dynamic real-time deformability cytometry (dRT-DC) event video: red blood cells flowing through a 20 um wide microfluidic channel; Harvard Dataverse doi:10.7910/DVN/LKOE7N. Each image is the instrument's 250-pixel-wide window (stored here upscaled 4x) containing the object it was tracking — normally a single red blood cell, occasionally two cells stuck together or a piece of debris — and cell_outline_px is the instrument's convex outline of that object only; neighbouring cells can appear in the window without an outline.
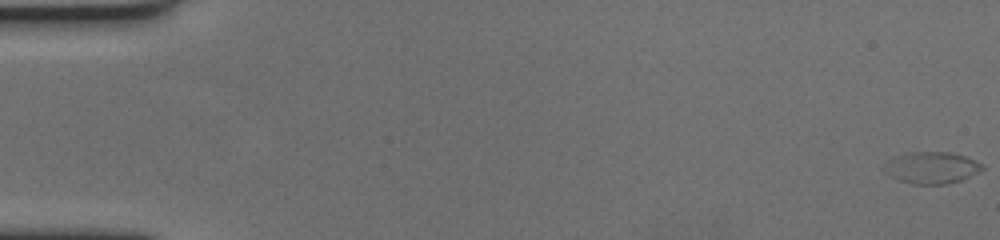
{"species": "human", "species_latin": "Homo sapiens", "temperature_condition": "cold", "stored_images_in_passage": 62, "camera_frame_rate_fps": 3000, "um_per_image_px": 0.085, "donor": {"sex": "female"}, "frame": {"image": 1, "passage_image": 1, "time_ms": 0.0, "image_size_px": [1000, 240], "cell_outline_px": [[984, 168], [980, 172], [960, 180], [948, 184], [912, 184], [888, 176], [888, 160], [892, 156], [904, 152], [948, 152], [964, 156], [976, 160]], "centroid_in_image_um": [79.21, 14.25], "position_along_channel_um": 5.8, "area_um2": 17.98}}
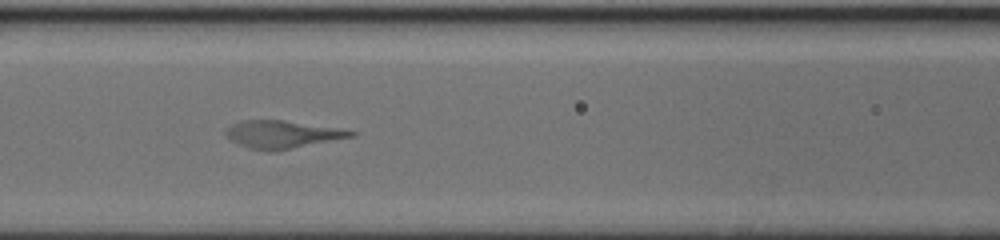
{"frame": {"image": 2, "passage_image": 28, "time_ms": 9.0, "image_size_px": [1000, 240], "cell_outline_px": [[356, 136], [276, 152], [264, 152], [248, 148], [236, 144], [224, 132], [232, 124], [244, 120], [284, 120], [340, 128], [356, 132]], "centroid_in_image_um": [24.01, 11.45], "position_along_channel_um": 142.6, "area_um2": 20.52}}
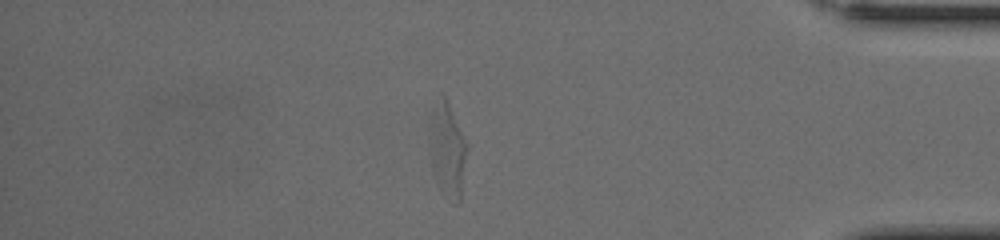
{"frame": {"image": 3, "passage_image": 53, "time_ms": 17.333, "image_size_px": [1000, 240], "cell_outline_px": [[468, 148], [460, 200], [456, 204], [452, 204], [448, 200], [440, 188], [436, 180], [432, 164], [432, 132], [440, 92], [444, 92], [468, 144]], "centroid_in_image_um": [38.13, 12.84], "position_along_channel_um": 397.1, "area_um2": 19.54}}